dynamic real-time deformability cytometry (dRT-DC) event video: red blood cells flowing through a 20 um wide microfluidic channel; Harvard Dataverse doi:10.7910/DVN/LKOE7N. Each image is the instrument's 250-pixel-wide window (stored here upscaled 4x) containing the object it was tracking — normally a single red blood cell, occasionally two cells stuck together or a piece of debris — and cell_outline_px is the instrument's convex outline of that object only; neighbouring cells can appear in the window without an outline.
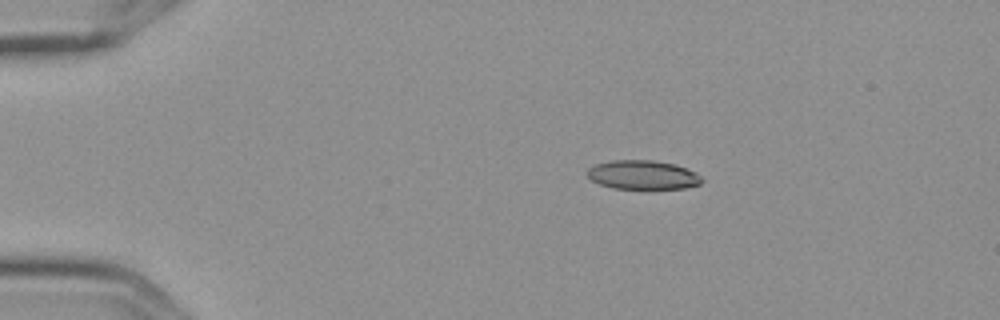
{"species": "Egyptian fruit bat (a non-hibernating species)", "species_latin": "Rousettus aegyptiacus", "temperature_condition": "cold", "stored_images_in_passage": 6, "camera_frame_rate_fps": 3000, "um_per_image_px": 0.085, "frame": {"image": 1, "passage_image": 4, "time_ms": 1.0, "image_size_px": [1000, 320], "cell_outline_px": [[704, 180], [700, 184], [684, 188], [612, 188], [600, 184], [592, 180], [584, 172], [588, 168], [596, 164], [612, 160], [652, 160], [676, 164], [696, 172]], "centroid_in_image_um": [54.63, 14.85], "position_along_channel_um": 30.4, "area_um2": 19.36}}